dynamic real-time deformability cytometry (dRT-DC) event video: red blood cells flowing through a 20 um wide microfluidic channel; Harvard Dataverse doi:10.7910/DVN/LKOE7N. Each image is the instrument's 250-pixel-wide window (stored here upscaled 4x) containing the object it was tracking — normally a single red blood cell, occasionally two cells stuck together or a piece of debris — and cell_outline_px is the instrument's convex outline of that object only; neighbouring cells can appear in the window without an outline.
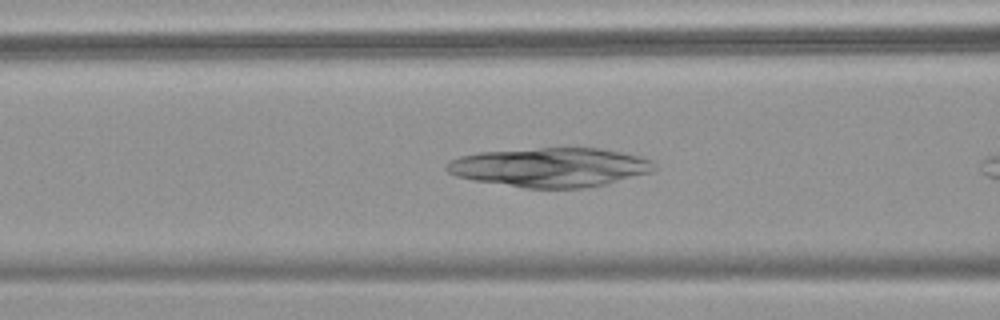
{"species": "common noctule bat (a hibernating species)", "species_latin": "Nyctalus noctula", "temperature_condition": "warm", "stored_images_in_passage": 23, "camera_frame_rate_fps": 3000, "um_per_image_px": 0.085, "animal": {"sex": "female", "body_mass_g": 18.4}, "frame": {"image": 1, "passage_image": 15, "time_ms": 4.667, "image_size_px": [1000, 320], "cell_outline_px": [[656, 168], [652, 172], [604, 184], [584, 188], [524, 188], [476, 180], [456, 176], [448, 172], [444, 168], [452, 160], [460, 156], [480, 152], [540, 148], [600, 148], [640, 156], [652, 160]], "centroid_in_image_um": [46.79, 14.22], "position_along_channel_um": 119.8, "area_um2": 47.11}}
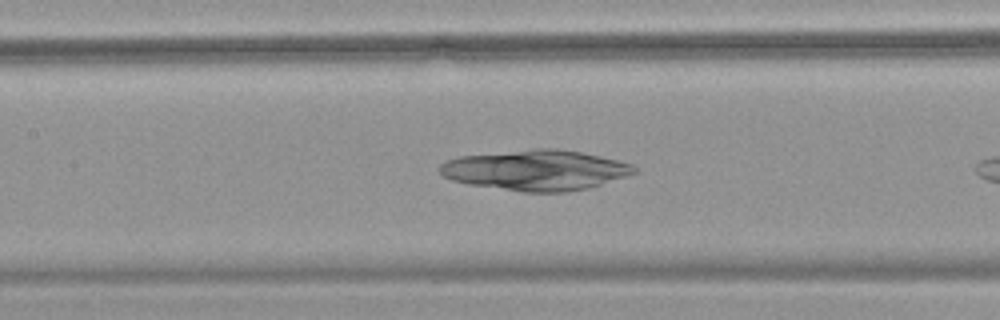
{"frame": {"image": 2, "passage_image": 18, "time_ms": 5.667, "image_size_px": [1000, 320], "cell_outline_px": [[636, 172], [588, 188], [568, 192], [524, 192], [468, 184], [452, 180], [444, 176], [440, 172], [440, 164], [448, 160], [460, 156], [536, 148], [556, 148], [580, 152], [600, 156], [632, 164], [636, 168]], "centroid_in_image_um": [45.52, 14.46], "position_along_channel_um": 161.9, "area_um2": 45.37}}
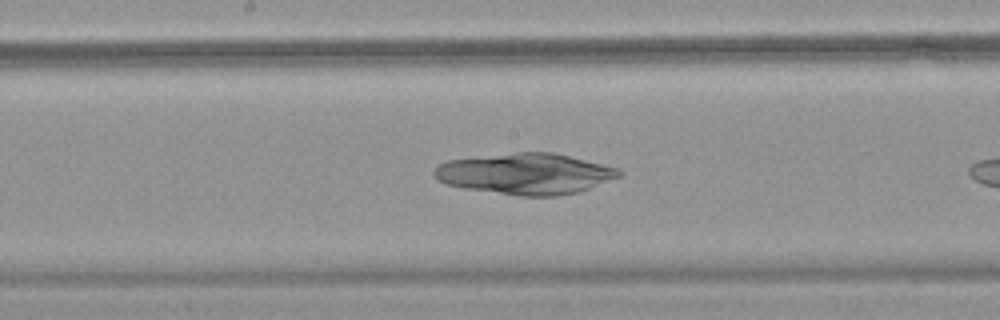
{"frame": {"image": 3, "passage_image": 21, "time_ms": 6.667, "image_size_px": [1000, 320], "cell_outline_px": [[624, 172], [620, 176], [580, 192], [556, 196], [520, 196], [464, 188], [444, 184], [432, 172], [440, 164], [448, 160], [516, 152], [552, 152], [616, 168]], "centroid_in_image_um": [44.66, 14.78], "position_along_channel_um": 203.5, "area_um2": 43.75}}